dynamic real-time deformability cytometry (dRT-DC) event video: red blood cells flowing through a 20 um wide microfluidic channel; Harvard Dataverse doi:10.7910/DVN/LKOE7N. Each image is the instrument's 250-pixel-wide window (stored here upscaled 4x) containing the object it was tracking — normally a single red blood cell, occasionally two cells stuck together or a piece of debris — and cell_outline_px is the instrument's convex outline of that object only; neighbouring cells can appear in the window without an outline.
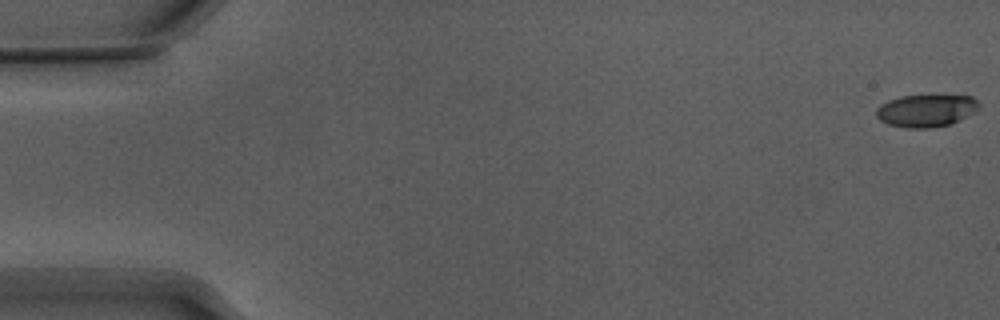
{"species": "Egyptian fruit bat (a non-hibernating species)", "species_latin": "Rousettus aegyptiacus", "temperature_condition": "warm", "stored_images_in_passage": 55, "camera_frame_rate_fps": 3000, "um_per_image_px": 0.085, "animal": {"sex": "male"}, "frame": {"image": 1, "passage_image": 1, "time_ms": 0.0, "image_size_px": [1000, 320], "cell_outline_px": [[980, 104], [972, 112], [960, 120], [948, 124], [928, 128], [908, 128], [888, 124], [880, 120], [876, 116], [876, 108], [880, 104], [888, 100], [900, 96], [932, 92], [972, 96]], "centroid_in_image_um": [78.7, 9.33], "position_along_channel_um": 6.3, "area_um2": 20.11}}
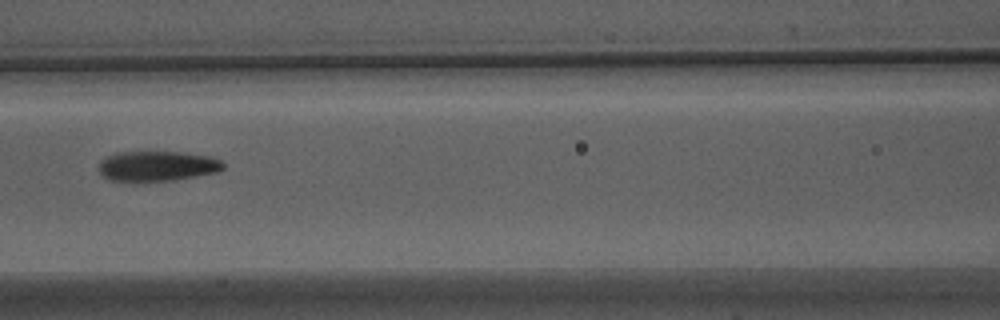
{"frame": {"image": 2, "passage_image": 25, "time_ms": 8.0, "image_size_px": [1000, 320], "cell_outline_px": [[224, 168], [216, 172], [172, 180], [136, 184], [112, 180], [104, 176], [100, 172], [100, 160], [116, 152], [180, 152], [208, 156], [220, 160], [224, 164]], "centroid_in_image_um": [13.31, 14.14], "position_along_channel_um": 153.3, "area_um2": 22.14}}
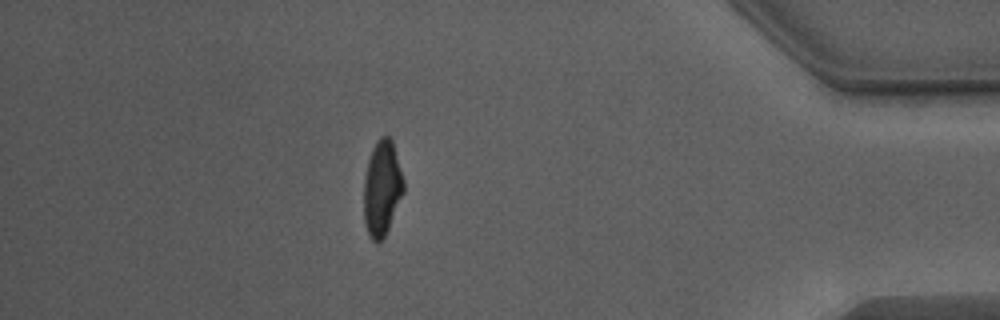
{"frame": {"image": 3, "passage_image": 48, "time_ms": 15.667, "image_size_px": [1000, 320], "cell_outline_px": [[404, 192], [388, 228], [384, 236], [376, 244], [368, 236], [364, 224], [364, 176], [368, 160], [372, 148], [376, 140], [380, 136], [388, 136], [392, 140], [404, 180]], "centroid_in_image_um": [32.45, 15.99], "position_along_channel_um": 402.7, "area_um2": 22.2}, "authors_computed_cell_mechanics": {"area_um2": 21.8484, "velocity_mm_per_s": 3.8504, "shape_relaxation_time_tau1_ms": 4.5308, "shape_relaxation_time_tau2_ms": 1.7074, "deformation_change_tau1": 0.2052, "deformation_change_tau2": 0.1025}}